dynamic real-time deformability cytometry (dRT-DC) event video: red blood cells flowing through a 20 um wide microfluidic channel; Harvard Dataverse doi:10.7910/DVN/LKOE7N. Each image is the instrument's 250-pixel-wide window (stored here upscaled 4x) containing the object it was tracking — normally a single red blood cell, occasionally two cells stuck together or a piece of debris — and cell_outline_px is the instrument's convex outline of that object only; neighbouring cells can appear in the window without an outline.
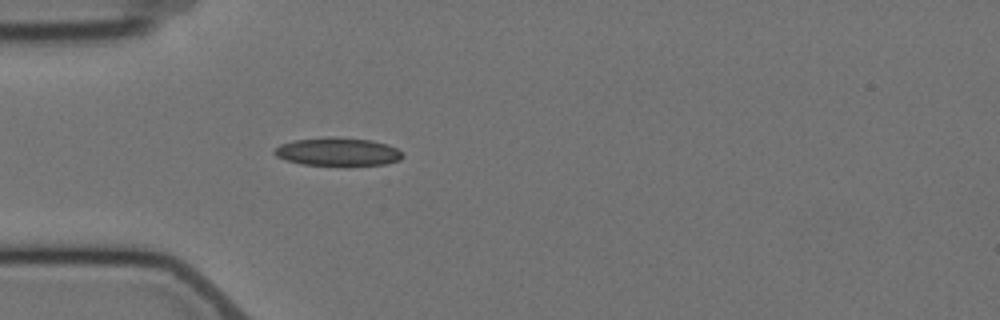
{"species": "Egyptian fruit bat (a non-hibernating species)", "species_latin": "Rousettus aegyptiacus", "temperature_condition": "cold", "stored_images_in_passage": 3, "camera_frame_rate_fps": 3000, "um_per_image_px": 0.085, "animal": {"sex": "female"}, "frame": {"image": 1, "passage_image": 3, "time_ms": 2.333, "image_size_px": [1000, 320], "cell_outline_px": [[404, 156], [400, 160], [384, 164], [348, 168], [344, 168], [300, 164], [276, 156], [272, 152], [280, 144], [292, 140], [372, 140], [388, 144], [404, 152]], "centroid_in_image_um": [28.78, 13.0], "position_along_channel_um": 56.2, "area_um2": 20.98}}